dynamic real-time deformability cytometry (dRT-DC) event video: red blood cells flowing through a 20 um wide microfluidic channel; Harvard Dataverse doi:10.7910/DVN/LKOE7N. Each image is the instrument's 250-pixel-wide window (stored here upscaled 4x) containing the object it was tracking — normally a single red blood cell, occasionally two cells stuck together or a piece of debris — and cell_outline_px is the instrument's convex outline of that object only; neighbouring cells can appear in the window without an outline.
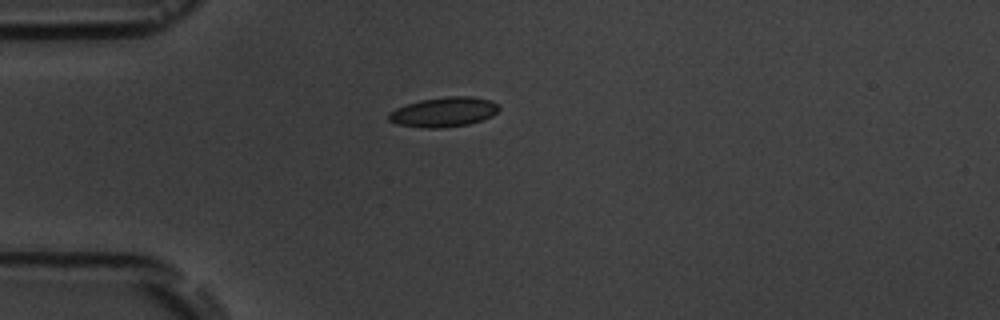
{"species": "common noctule bat (a hibernating species)", "species_latin": "Nyctalus noctula", "temperature_condition": "room temperature", "stored_images_in_passage": 5, "camera_frame_rate_fps": 3000, "um_per_image_px": 0.085, "animal": {"sex": "male", "body_mass_g": 19.5, "forearm_length_mm": 54.6}, "frame": {"image": 1, "passage_image": 1, "time_ms": 0.0, "image_size_px": [1000, 320], "cell_outline_px": [[500, 108], [492, 116], [468, 124], [440, 128], [424, 128], [396, 124], [388, 120], [388, 112], [396, 108], [420, 100], [448, 96], [472, 96], [492, 100]], "centroid_in_image_um": [37.7, 9.52], "position_along_channel_um": 47.3, "area_um2": 19.07}}
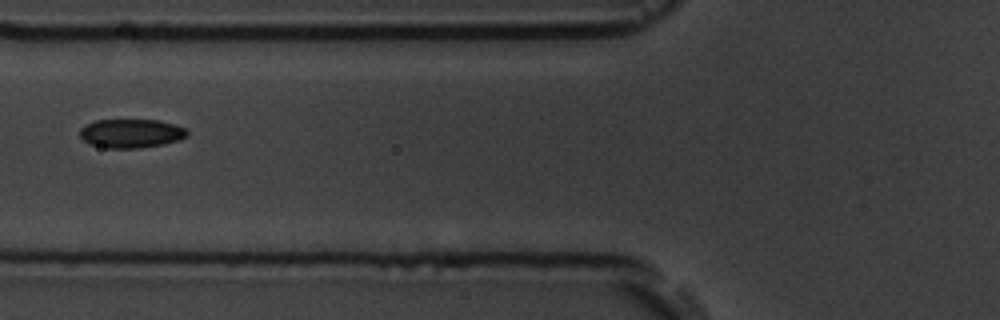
{"frame": {"image": 2, "passage_image": 3, "time_ms": 2.333, "image_size_px": [1000, 320], "cell_outline_px": [[188, 136], [164, 144], [140, 148], [108, 148], [88, 144], [80, 136], [80, 128], [96, 120], [160, 120], [176, 124], [188, 128]], "centroid_in_image_um": [11.18, 11.33], "position_along_channel_um": 114.6, "area_um2": 18.15}}
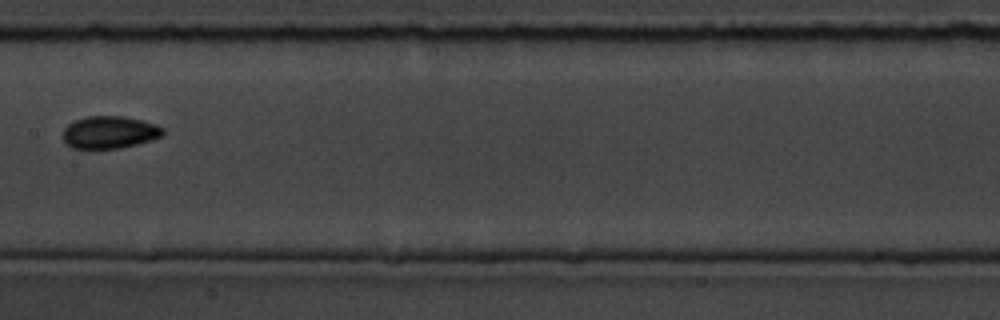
{"frame": {"image": 3, "passage_image": 5, "time_ms": 4.667, "image_size_px": [1000, 320], "cell_outline_px": [[164, 132], [160, 136], [152, 140], [120, 148], [72, 148], [64, 140], [64, 128], [72, 120], [88, 116], [124, 116], [156, 124], [164, 128]], "centroid_in_image_um": [9.31, 11.23], "position_along_channel_um": 198.1, "area_um2": 18.79}}